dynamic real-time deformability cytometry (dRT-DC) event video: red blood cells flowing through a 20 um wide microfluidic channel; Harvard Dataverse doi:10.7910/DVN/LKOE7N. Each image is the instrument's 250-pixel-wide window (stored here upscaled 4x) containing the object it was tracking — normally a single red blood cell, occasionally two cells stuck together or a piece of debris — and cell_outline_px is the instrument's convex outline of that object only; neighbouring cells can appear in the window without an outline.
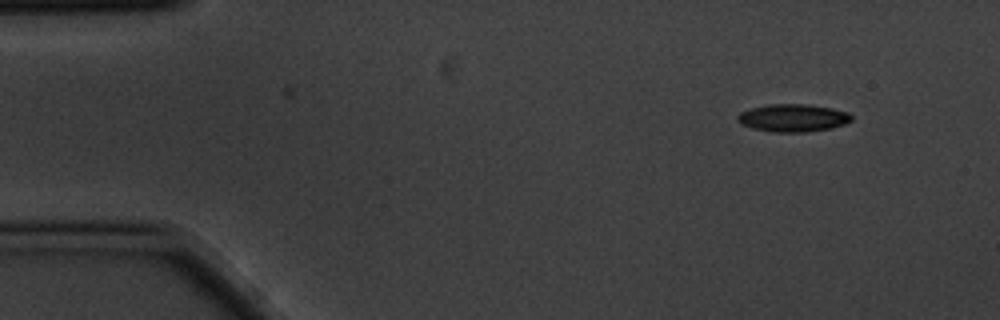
{"species": "common noctule bat (a hibernating species)", "species_latin": "Nyctalus noctula", "temperature_condition": "cold", "stored_images_in_passage": 2, "camera_frame_rate_fps": 3000, "um_per_image_px": 0.085, "animal": {"sex": "male", "body_mass_g": 20.1, "forearm_length_mm": 53.5}, "frame": {"image": 1, "passage_image": 2, "time_ms": 0.333, "image_size_px": [1000, 320], "cell_outline_px": [[852, 120], [844, 124], [832, 128], [808, 132], [772, 132], [752, 128], [740, 124], [736, 120], [736, 116], [740, 112], [752, 108], [768, 104], [808, 104], [832, 108], [848, 112], [852, 116]], "centroid_in_image_um": [67.39, 10.02], "position_along_channel_um": 17.6, "area_um2": 18.55}}